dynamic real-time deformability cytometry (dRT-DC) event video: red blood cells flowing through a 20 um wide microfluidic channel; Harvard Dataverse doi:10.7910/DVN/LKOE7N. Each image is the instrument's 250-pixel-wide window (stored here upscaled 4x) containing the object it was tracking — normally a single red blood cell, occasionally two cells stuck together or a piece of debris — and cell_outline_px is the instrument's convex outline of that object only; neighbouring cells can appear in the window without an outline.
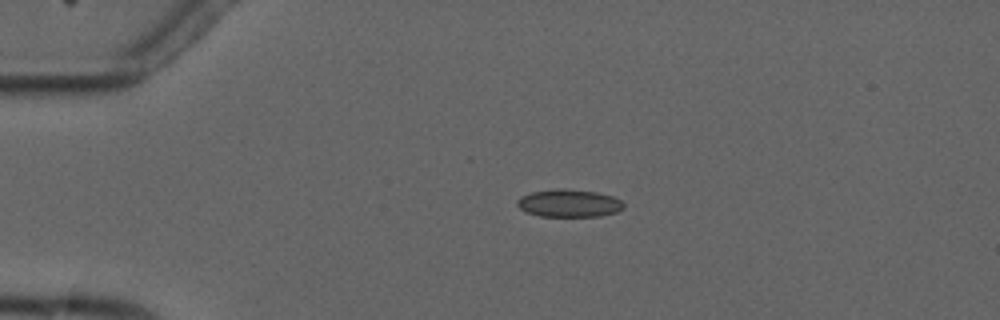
{"species": "common noctule bat (a hibernating species)", "species_latin": "Nyctalus noctula", "temperature_condition": "cold", "stored_images_in_passage": 4, "camera_frame_rate_fps": 3000, "um_per_image_px": 0.085, "animal": {"sex": "male", "forearm_length_mm": 52.5}, "frame": {"image": 1, "passage_image": 3, "time_ms": 2.333, "image_size_px": [1000, 320], "cell_outline_px": [[624, 208], [616, 212], [600, 216], [540, 216], [524, 212], [516, 204], [516, 200], [520, 196], [532, 192], [556, 188], [564, 188], [596, 192], [612, 196], [620, 200], [624, 204]], "centroid_in_image_um": [48.33, 17.27], "position_along_channel_um": 36.7, "area_um2": 17.28}}